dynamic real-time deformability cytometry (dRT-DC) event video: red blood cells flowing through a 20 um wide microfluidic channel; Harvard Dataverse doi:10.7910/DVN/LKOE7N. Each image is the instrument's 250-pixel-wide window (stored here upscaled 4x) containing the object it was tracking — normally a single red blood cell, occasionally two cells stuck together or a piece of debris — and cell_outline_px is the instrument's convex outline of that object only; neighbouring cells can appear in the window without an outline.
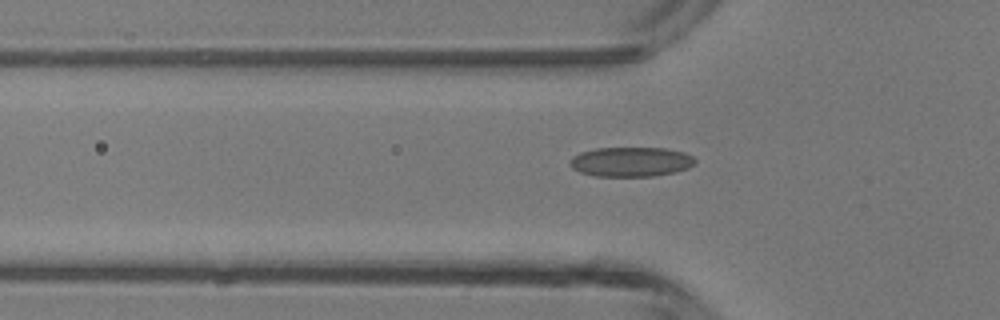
{"species": "common noctule bat (a hibernating species)", "species_latin": "Nyctalus noctula", "temperature_condition": "room temperature", "stored_images_in_passage": 33, "camera_frame_rate_fps": 3000, "um_per_image_px": 0.085, "animal": {"sex": "male", "body_mass_g": 13.3}, "frame": {"image": 1, "passage_image": 7, "time_ms": 2.0, "image_size_px": [1000, 320], "cell_outline_px": [[696, 160], [688, 168], [672, 172], [652, 176], [596, 176], [580, 172], [572, 168], [568, 164], [572, 156], [580, 152], [596, 148], [664, 148], [684, 152], [692, 156]], "centroid_in_image_um": [53.58, 13.74], "position_along_channel_um": 72.2, "area_um2": 21.5}}
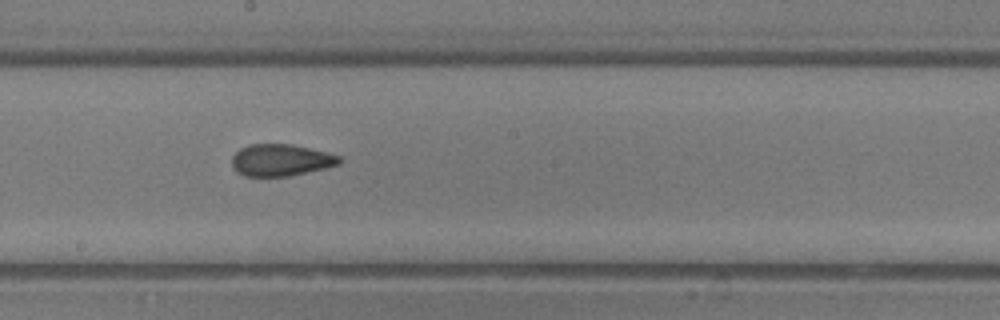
{"frame": {"image": 2, "passage_image": 17, "time_ms": 5.333, "image_size_px": [1000, 320], "cell_outline_px": [[344, 160], [340, 164], [324, 168], [288, 176], [244, 176], [236, 172], [232, 168], [232, 156], [240, 148], [248, 144], [292, 144], [328, 152], [340, 156]], "centroid_in_image_um": [23.87, 13.6], "position_along_channel_um": 224.3, "area_um2": 20.11}}
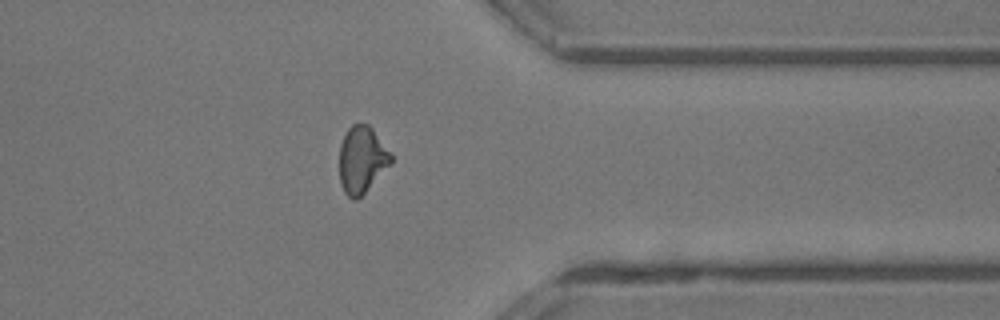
{"frame": {"image": 3, "passage_image": 28, "time_ms": 9.0, "image_size_px": [1000, 320], "cell_outline_px": [[392, 164], [356, 200], [352, 200], [344, 192], [340, 184], [340, 144], [348, 128], [352, 124], [368, 124], [372, 128], [392, 152]], "centroid_in_image_um": [30.78, 13.56], "position_along_channel_um": 380.6, "area_um2": 20.17}}